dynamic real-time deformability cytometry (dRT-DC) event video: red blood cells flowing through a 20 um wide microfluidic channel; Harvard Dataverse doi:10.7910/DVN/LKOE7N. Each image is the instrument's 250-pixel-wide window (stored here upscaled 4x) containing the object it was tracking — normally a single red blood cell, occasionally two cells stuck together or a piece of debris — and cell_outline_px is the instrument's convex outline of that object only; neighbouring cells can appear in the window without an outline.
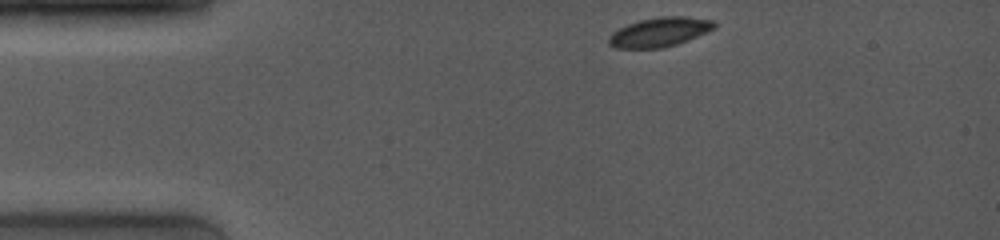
{"species": "common noctule bat (a hibernating species)", "species_latin": "Nyctalus noctula", "temperature_condition": "room temperature", "stored_images_in_passage": 8, "camera_frame_rate_fps": 4000, "um_per_image_px": 0.085, "animal": {"sex": "female", "body_mass_g": 19.0, "forearm_length_mm": 53.3}, "frame": {"image": 1, "passage_image": 1, "time_ms": 0.0, "image_size_px": [1000, 240], "cell_outline_px": [[716, 28], [688, 40], [676, 44], [660, 48], [616, 48], [608, 44], [608, 36], [612, 32], [628, 24], [640, 20], [660, 16], [684, 16], [716, 20]], "centroid_in_image_um": [56.08, 2.71], "position_along_channel_um": 28.9, "area_um2": 18.09}}
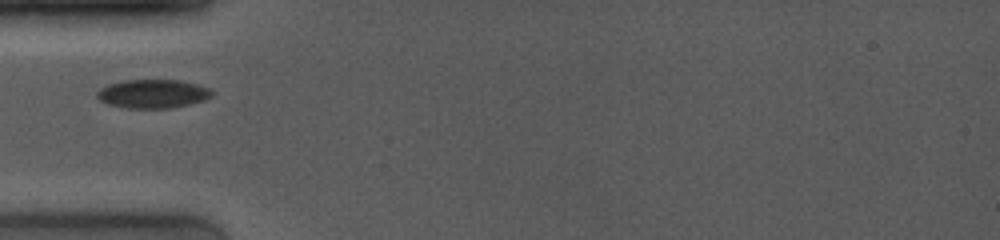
{"frame": {"image": 2, "passage_image": 5, "time_ms": 2.5, "image_size_px": [1000, 240], "cell_outline_px": [[212, 96], [204, 100], [188, 104], [168, 108], [124, 108], [108, 104], [100, 100], [96, 96], [96, 92], [100, 88], [108, 84], [124, 80], [176, 80], [196, 84], [212, 88]], "centroid_in_image_um": [12.96, 7.97], "position_along_channel_um": 72.0, "area_um2": 19.19}}